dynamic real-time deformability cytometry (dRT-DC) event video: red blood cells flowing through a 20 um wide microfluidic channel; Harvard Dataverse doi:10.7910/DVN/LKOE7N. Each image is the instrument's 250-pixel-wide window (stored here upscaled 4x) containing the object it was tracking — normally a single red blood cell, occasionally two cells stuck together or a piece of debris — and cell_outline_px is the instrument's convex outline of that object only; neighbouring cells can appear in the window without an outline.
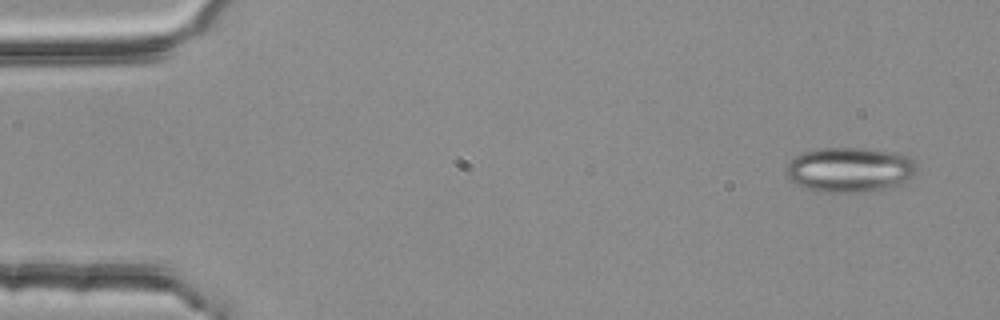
{"species": "common noctule bat (a hibernating species)", "species_latin": "Nyctalus noctula", "temperature_condition": "room temperature", "stored_images_in_passage": 3, "camera_frame_rate_fps": 3000, "um_per_image_px": 0.085, "animal": {"sex": "female", "body_mass_g": 25.1}, "frame": {"image": 1, "passage_image": 1, "time_ms": 0.0, "image_size_px": [1000, 320], "cell_outline_px": [[916, 172], [908, 180], [900, 184], [880, 188], [852, 192], [820, 192], [796, 184], [784, 172], [784, 168], [796, 156], [804, 152], [820, 148], [864, 148], [896, 152], [908, 156], [916, 164]], "centroid_in_image_um": [72.22, 14.4], "position_along_channel_um": 12.8, "area_um2": 33.81}}